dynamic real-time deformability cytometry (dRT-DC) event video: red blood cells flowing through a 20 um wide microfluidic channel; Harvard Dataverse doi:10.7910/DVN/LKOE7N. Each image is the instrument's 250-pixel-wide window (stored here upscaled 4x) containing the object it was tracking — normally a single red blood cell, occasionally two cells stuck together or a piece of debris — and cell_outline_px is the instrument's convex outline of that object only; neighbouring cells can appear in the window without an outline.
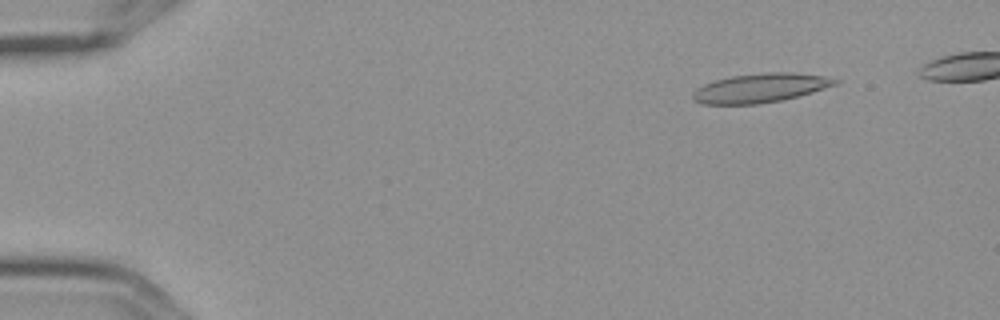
{"species": "Egyptian fruit bat (a non-hibernating species)", "species_latin": "Rousettus aegyptiacus", "temperature_condition": "cold", "stored_images_in_passage": 6, "camera_frame_rate_fps": 3000, "um_per_image_px": 0.085, "frame": {"image": 1, "passage_image": 2, "time_ms": 0.333, "image_size_px": [1000, 320], "cell_outline_px": [[840, 80], [836, 84], [812, 92], [780, 100], [756, 104], [700, 104], [692, 100], [692, 92], [696, 88], [704, 84], [716, 80], [732, 76], [760, 72], [792, 72], [824, 76]], "centroid_in_image_um": [64.57, 7.47], "position_along_channel_um": 20.4, "area_um2": 24.04}}